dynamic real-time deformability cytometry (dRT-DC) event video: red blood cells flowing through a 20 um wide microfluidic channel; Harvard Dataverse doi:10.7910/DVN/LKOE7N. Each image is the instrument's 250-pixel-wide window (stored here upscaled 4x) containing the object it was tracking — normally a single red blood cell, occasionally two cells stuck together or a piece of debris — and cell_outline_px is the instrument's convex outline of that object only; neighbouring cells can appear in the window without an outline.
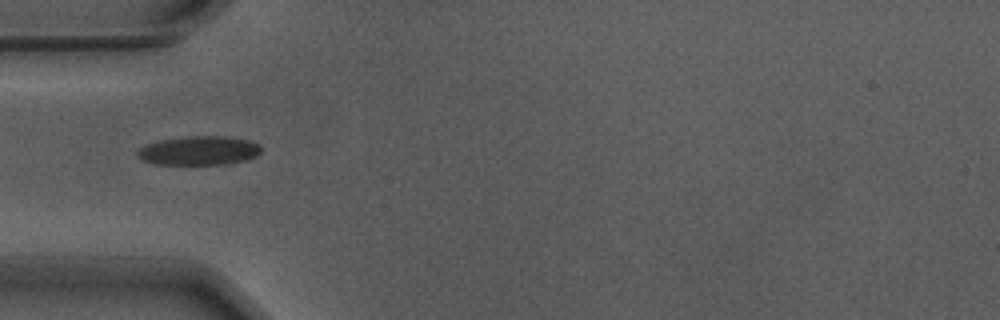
{"species": "Egyptian fruit bat (a non-hibernating species)", "species_latin": "Rousettus aegyptiacus", "temperature_condition": "warm", "stored_images_in_passage": 16, "camera_frame_rate_fps": 3000, "um_per_image_px": 0.085, "animal": {"sex": "male"}, "frame": {"image": 1, "passage_image": 1, "time_ms": 0.0, "image_size_px": [1000, 320], "cell_outline_px": [[260, 152], [256, 156], [244, 160], [228, 164], [156, 164], [144, 160], [136, 156], [136, 152], [140, 148], [148, 144], [160, 140], [192, 136], [224, 136], [248, 140], [260, 144]], "centroid_in_image_um": [16.92, 12.8], "position_along_channel_um": 68.1, "area_um2": 20.69}}
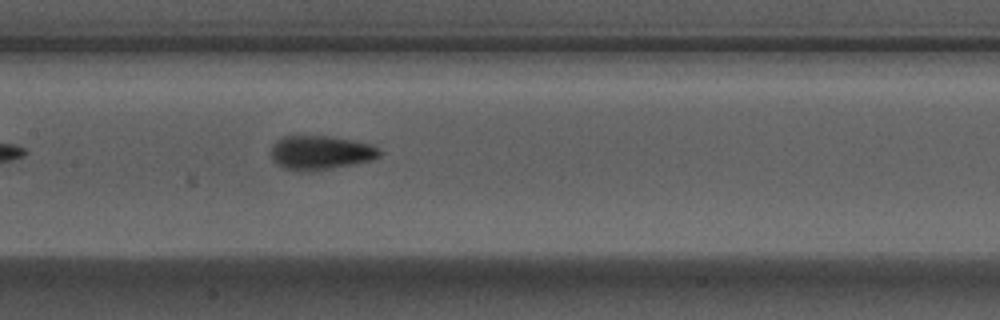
{"frame": {"image": 2, "passage_image": 10, "time_ms": 3.0, "image_size_px": [1000, 320], "cell_outline_px": [[380, 156], [372, 160], [312, 172], [300, 172], [284, 168], [276, 164], [272, 160], [272, 144], [276, 140], [284, 136], [332, 136], [372, 144], [380, 148]], "centroid_in_image_um": [27.24, 12.98], "position_along_channel_um": 180.2, "area_um2": 21.79}}
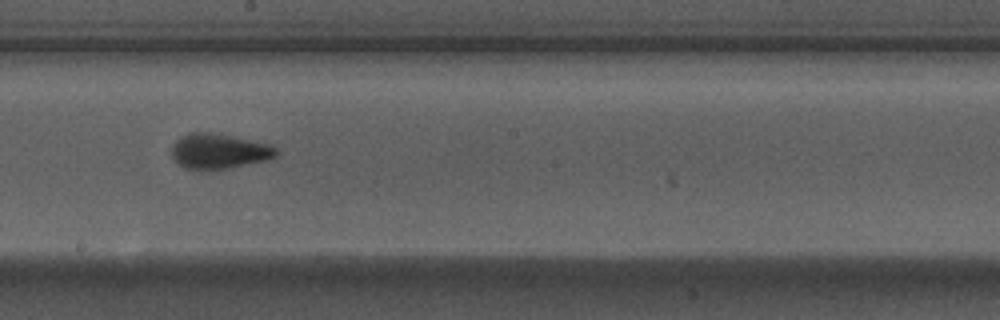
{"frame": {"image": 3, "passage_image": 14, "time_ms": 4.333, "image_size_px": [1000, 320], "cell_outline_px": [[280, 152], [276, 156], [268, 160], [208, 172], [184, 168], [172, 156], [172, 148], [176, 140], [192, 132], [212, 132], [268, 144], [276, 148]], "centroid_in_image_um": [18.62, 12.88], "position_along_channel_um": 229.6, "area_um2": 21.5}}